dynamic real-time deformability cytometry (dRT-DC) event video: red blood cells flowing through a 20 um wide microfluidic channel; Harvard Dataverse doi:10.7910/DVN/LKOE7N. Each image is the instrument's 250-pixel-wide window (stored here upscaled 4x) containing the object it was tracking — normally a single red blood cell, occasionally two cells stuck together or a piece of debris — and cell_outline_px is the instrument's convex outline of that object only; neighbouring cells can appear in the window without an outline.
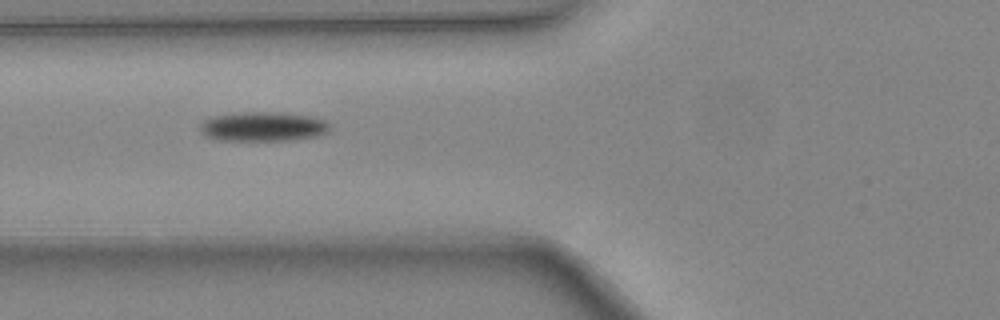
{"species": "common noctule bat (a hibernating species)", "species_latin": "Nyctalus noctula", "temperature_condition": "warm", "stored_images_in_passage": 3, "camera_frame_rate_fps": 3000, "um_per_image_px": 0.085, "animal": {"sex": "female", "body_mass_g": 24.6, "forearm_length_mm": 56.2}, "frame": {"image": 1, "passage_image": 2, "time_ms": 0.333, "image_size_px": [1000, 320], "cell_outline_px": [[332, 124], [328, 132], [320, 136], [292, 140], [220, 140], [208, 136], [200, 132], [200, 124], [204, 120], [212, 116], [240, 112], [280, 112], [312, 116], [324, 120]], "centroid_in_image_um": [22.41, 10.75], "position_along_channel_um": 103.4, "area_um2": 22.48}}
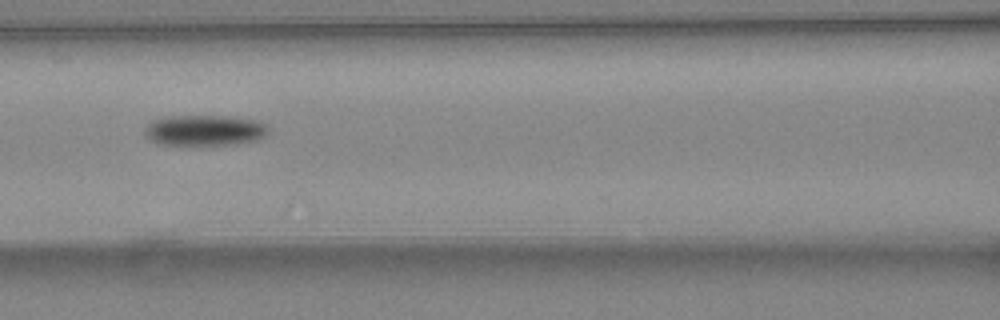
{"frame": {"image": 2, "passage_image": 3, "time_ms": 0.667, "image_size_px": [1000, 320], "cell_outline_px": [[268, 132], [260, 140], [236, 144], [156, 144], [148, 140], [144, 136], [144, 128], [152, 120], [168, 116], [228, 116], [260, 120], [268, 128]], "centroid_in_image_um": [17.38, 11.07], "position_along_channel_um": 149.2, "area_um2": 22.37}}